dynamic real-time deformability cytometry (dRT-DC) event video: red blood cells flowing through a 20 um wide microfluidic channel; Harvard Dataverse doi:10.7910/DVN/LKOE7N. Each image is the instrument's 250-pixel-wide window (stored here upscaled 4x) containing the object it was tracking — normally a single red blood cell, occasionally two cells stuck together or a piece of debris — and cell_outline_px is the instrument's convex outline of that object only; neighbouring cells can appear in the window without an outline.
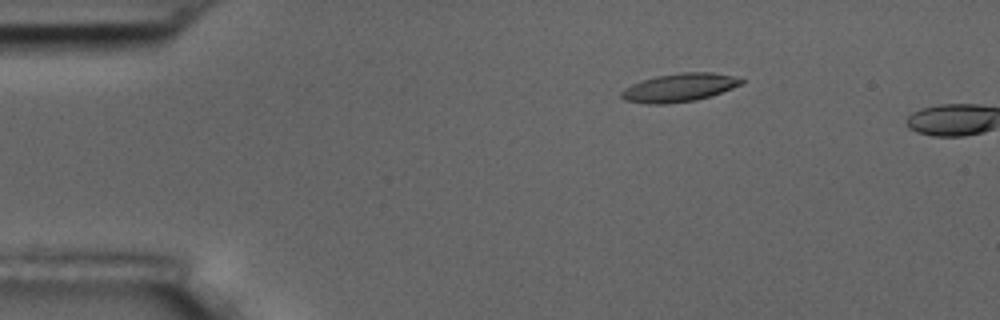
{"species": "common noctule bat (a hibernating species)", "species_latin": "Nyctalus noctula", "temperature_condition": "room temperature", "stored_images_in_passage": 11, "camera_frame_rate_fps": 3000, "um_per_image_px": 0.085, "animal": {"sex": "male", "body_mass_g": 17.5, "forearm_length_mm": 52.3}, "frame": {"image": 1, "passage_image": 10, "time_ms": 3.0, "image_size_px": [1000, 320], "cell_outline_px": [[744, 84], [696, 100], [664, 104], [648, 104], [624, 100], [620, 96], [620, 92], [624, 88], [632, 84], [656, 76], [680, 72], [712, 72], [732, 76], [744, 80]], "centroid_in_image_um": [57.71, 7.44], "position_along_channel_um": 27.3, "area_um2": 19.65}}